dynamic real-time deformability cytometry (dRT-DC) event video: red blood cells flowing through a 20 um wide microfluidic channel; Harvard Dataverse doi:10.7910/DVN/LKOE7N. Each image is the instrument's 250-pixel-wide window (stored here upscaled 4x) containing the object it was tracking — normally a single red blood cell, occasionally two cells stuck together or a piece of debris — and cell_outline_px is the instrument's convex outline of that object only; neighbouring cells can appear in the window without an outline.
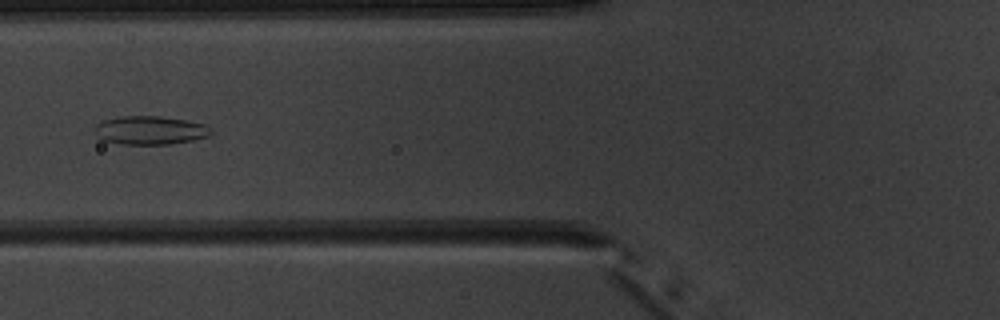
{"species": "common noctule bat (a hibernating species)", "species_latin": "Nyctalus noctula", "temperature_condition": "warm", "stored_images_in_passage": 6, "camera_frame_rate_fps": 3000, "um_per_image_px": 0.085, "animal": {"sex": "male", "body_mass_g": 20.1, "forearm_length_mm": 53.5}, "frame": {"image": 1, "passage_image": 6, "time_ms": 5.667, "image_size_px": [1000, 320], "cell_outline_px": [[212, 132], [208, 136], [192, 140], [168, 144], [120, 144], [104, 140], [96, 136], [96, 124], [104, 120], [120, 116], [160, 116], [184, 120], [204, 124], [212, 128]], "centroid_in_image_um": [12.76, 11.07], "position_along_channel_um": 113.0, "area_um2": 19.19}}